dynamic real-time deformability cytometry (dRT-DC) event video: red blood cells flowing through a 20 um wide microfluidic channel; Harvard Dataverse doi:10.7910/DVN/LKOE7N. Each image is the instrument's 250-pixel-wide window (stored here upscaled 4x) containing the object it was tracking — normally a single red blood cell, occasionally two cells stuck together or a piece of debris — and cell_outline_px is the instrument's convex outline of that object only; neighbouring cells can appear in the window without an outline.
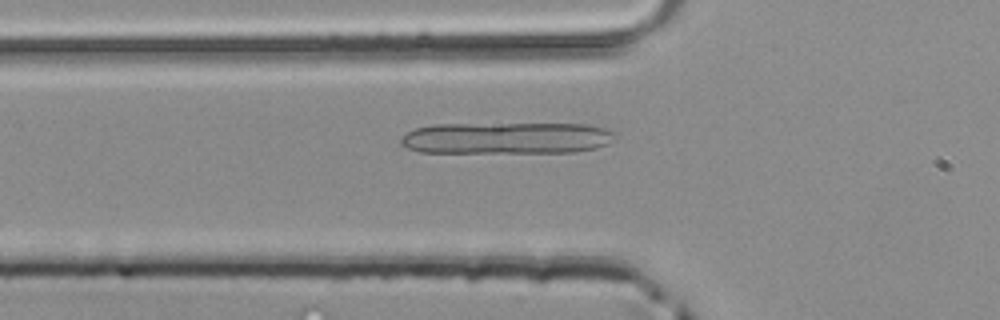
{"species": "common noctule bat (a hibernating species)", "species_latin": "Nyctalus noctula", "temperature_condition": "room temperature", "stored_images_in_passage": 47, "camera_frame_rate_fps": 3000, "um_per_image_px": 0.085, "animal": {"sex": "male", "body_mass_g": 20.4}, "frame": {"image": 1, "passage_image": 16, "time_ms": 5.0, "image_size_px": [1000, 320], "cell_outline_px": [[616, 136], [608, 144], [596, 148], [572, 152], [420, 152], [408, 148], [400, 144], [400, 136], [416, 128], [432, 124], [588, 124], [608, 128], [616, 132]], "centroid_in_image_um": [43.08, 11.73], "position_along_channel_um": 82.7, "area_um2": 39.82}}
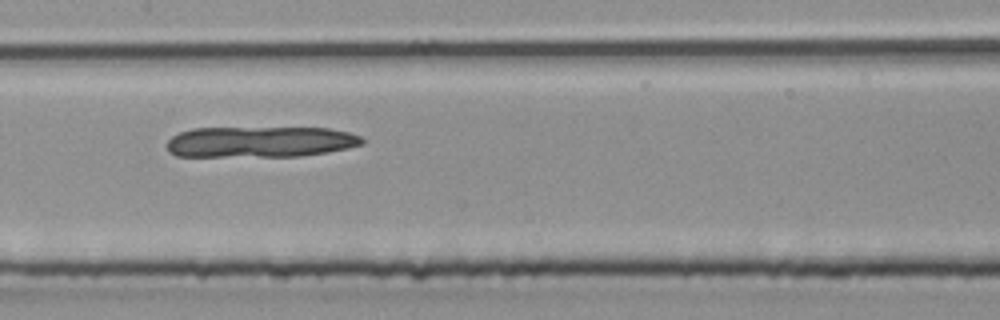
{"frame": {"image": 2, "passage_image": 23, "time_ms": 7.333, "image_size_px": [1000, 320], "cell_outline_px": [[364, 144], [348, 148], [328, 152], [300, 156], [176, 156], [168, 152], [168, 140], [172, 136], [180, 132], [192, 128], [328, 128], [348, 132], [360, 136], [364, 140]], "centroid_in_image_um": [22.13, 12.06], "position_along_channel_um": 185.3, "area_um2": 35.2}}
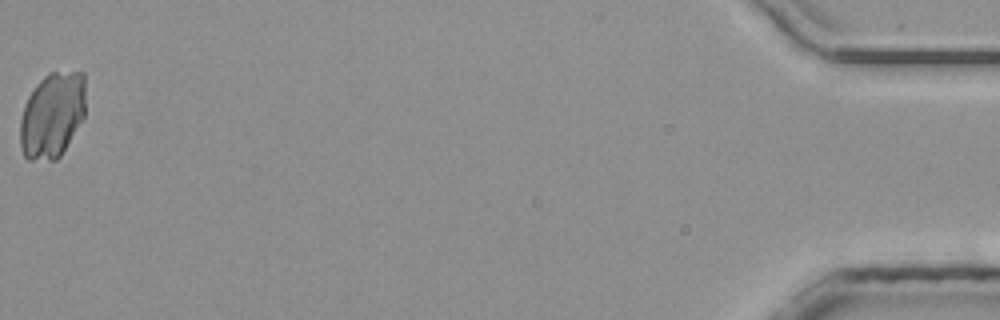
{"frame": {"image": 3, "passage_image": 47, "time_ms": 15.333, "image_size_px": [1000, 320], "cell_outline_px": [[84, 116], [60, 156], [56, 160], [28, 160], [24, 156], [20, 148], [20, 120], [24, 104], [28, 96], [36, 84], [48, 72], [84, 72]], "centroid_in_image_um": [4.41, 9.79], "position_along_channel_um": 430.8, "area_um2": 32.66}}